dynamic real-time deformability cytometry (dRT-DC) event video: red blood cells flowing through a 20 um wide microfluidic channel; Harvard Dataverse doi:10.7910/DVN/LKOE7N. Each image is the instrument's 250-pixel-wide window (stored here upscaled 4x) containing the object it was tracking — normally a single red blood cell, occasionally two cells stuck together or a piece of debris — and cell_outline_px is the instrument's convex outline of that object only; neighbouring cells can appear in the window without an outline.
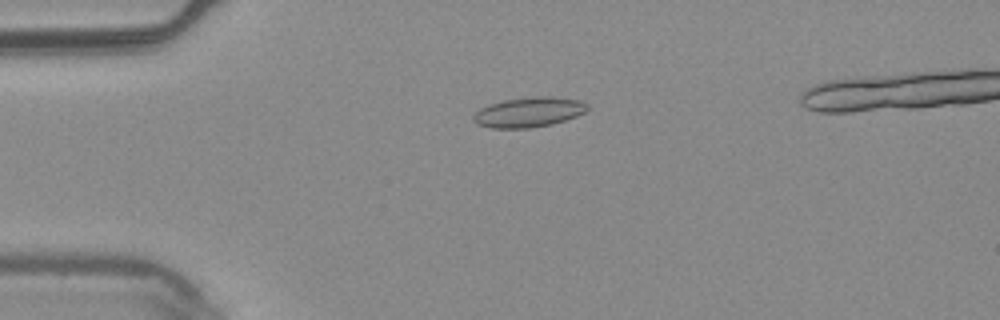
{"species": "common noctule bat (a hibernating species)", "species_latin": "Nyctalus noctula", "temperature_condition": "warm", "stored_images_in_passage": 6, "camera_frame_rate_fps": 3000, "um_per_image_px": 0.085, "animal": {"sex": "male", "body_mass_g": 20.4}, "frame": {"image": 1, "passage_image": 4, "time_ms": 1.0, "image_size_px": [1000, 320], "cell_outline_px": [[588, 108], [584, 112], [576, 116], [552, 124], [528, 128], [492, 128], [476, 124], [472, 120], [472, 116], [480, 108], [488, 104], [504, 100], [536, 96], [552, 96], [580, 100], [588, 104]], "centroid_in_image_um": [44.92, 9.53], "position_along_channel_um": 40.1, "area_um2": 19.94}}